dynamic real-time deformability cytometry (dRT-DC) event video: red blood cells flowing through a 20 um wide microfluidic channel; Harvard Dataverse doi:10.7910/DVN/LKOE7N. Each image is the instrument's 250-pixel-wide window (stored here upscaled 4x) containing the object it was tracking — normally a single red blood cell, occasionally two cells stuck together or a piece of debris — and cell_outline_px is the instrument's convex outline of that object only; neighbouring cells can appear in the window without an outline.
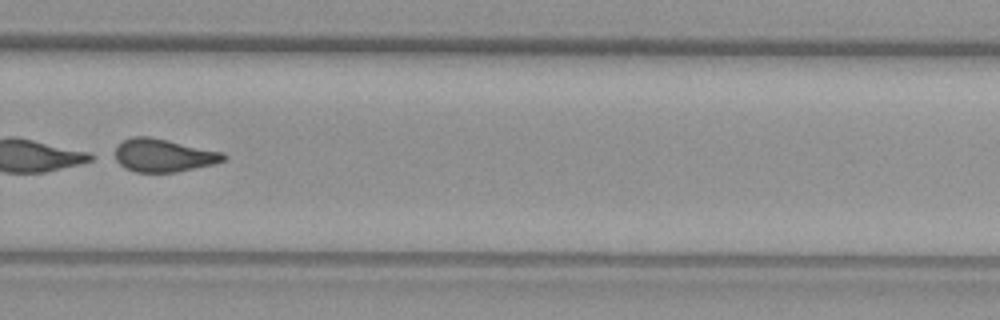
{"species": "common noctule bat (a hibernating species)", "species_latin": "Nyctalus noctula", "temperature_condition": "warm", "stored_images_in_passage": 53, "camera_frame_rate_fps": 3000, "um_per_image_px": 0.085, "animal": {"sex": "female", "body_mass_g": 29.2, "forearm_length_mm": 56.3}, "frame": {"image": 1, "passage_image": 36, "time_ms": 11.667, "image_size_px": [1000, 320], "cell_outline_px": [[228, 156], [224, 160], [212, 164], [176, 172], [136, 172], [124, 168], [108, 156], [124, 140], [132, 136], [148, 136], [224, 152]], "centroid_in_image_um": [13.81, 13.21], "position_along_channel_um": 316.0, "area_um2": 21.15}}